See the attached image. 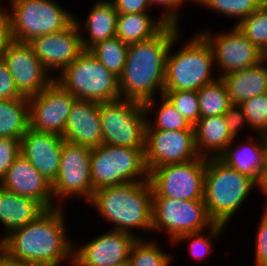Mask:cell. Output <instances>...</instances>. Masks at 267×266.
Masks as SVG:
<instances>
[{
    "label": "cell",
    "instance_id": "obj_1",
    "mask_svg": "<svg viewBox=\"0 0 267 266\" xmlns=\"http://www.w3.org/2000/svg\"><path fill=\"white\" fill-rule=\"evenodd\" d=\"M62 207L47 209L35 221L12 230L0 241V255L21 266H62L66 261L73 265L74 242L68 239Z\"/></svg>",
    "mask_w": 267,
    "mask_h": 266
},
{
    "label": "cell",
    "instance_id": "obj_2",
    "mask_svg": "<svg viewBox=\"0 0 267 266\" xmlns=\"http://www.w3.org/2000/svg\"><path fill=\"white\" fill-rule=\"evenodd\" d=\"M180 26L166 25L153 38L128 46L127 58L119 77L121 98L145 103L163 96L166 56Z\"/></svg>",
    "mask_w": 267,
    "mask_h": 266
},
{
    "label": "cell",
    "instance_id": "obj_3",
    "mask_svg": "<svg viewBox=\"0 0 267 266\" xmlns=\"http://www.w3.org/2000/svg\"><path fill=\"white\" fill-rule=\"evenodd\" d=\"M88 204L97 209L107 223H113L110 230L133 234V230L145 233L152 230V188L148 180L96 190ZM133 232V233H132Z\"/></svg>",
    "mask_w": 267,
    "mask_h": 266
},
{
    "label": "cell",
    "instance_id": "obj_4",
    "mask_svg": "<svg viewBox=\"0 0 267 266\" xmlns=\"http://www.w3.org/2000/svg\"><path fill=\"white\" fill-rule=\"evenodd\" d=\"M256 186L254 180L229 167L219 157L207 158L203 201L210 219L228 226Z\"/></svg>",
    "mask_w": 267,
    "mask_h": 266
},
{
    "label": "cell",
    "instance_id": "obj_5",
    "mask_svg": "<svg viewBox=\"0 0 267 266\" xmlns=\"http://www.w3.org/2000/svg\"><path fill=\"white\" fill-rule=\"evenodd\" d=\"M179 36L173 39L166 56L164 91H198L218 78L212 72L215 63L211 45L196 32L181 49L171 52Z\"/></svg>",
    "mask_w": 267,
    "mask_h": 266
},
{
    "label": "cell",
    "instance_id": "obj_6",
    "mask_svg": "<svg viewBox=\"0 0 267 266\" xmlns=\"http://www.w3.org/2000/svg\"><path fill=\"white\" fill-rule=\"evenodd\" d=\"M55 81L76 99L98 103L121 98L119 78L107 70L89 50H84Z\"/></svg>",
    "mask_w": 267,
    "mask_h": 266
},
{
    "label": "cell",
    "instance_id": "obj_7",
    "mask_svg": "<svg viewBox=\"0 0 267 266\" xmlns=\"http://www.w3.org/2000/svg\"><path fill=\"white\" fill-rule=\"evenodd\" d=\"M10 24L13 41L32 39L68 28L75 15L55 0H10Z\"/></svg>",
    "mask_w": 267,
    "mask_h": 266
},
{
    "label": "cell",
    "instance_id": "obj_8",
    "mask_svg": "<svg viewBox=\"0 0 267 266\" xmlns=\"http://www.w3.org/2000/svg\"><path fill=\"white\" fill-rule=\"evenodd\" d=\"M148 175L144 149L102 144L91 151L94 192L108 186L145 181Z\"/></svg>",
    "mask_w": 267,
    "mask_h": 266
},
{
    "label": "cell",
    "instance_id": "obj_9",
    "mask_svg": "<svg viewBox=\"0 0 267 266\" xmlns=\"http://www.w3.org/2000/svg\"><path fill=\"white\" fill-rule=\"evenodd\" d=\"M103 144L135 149L145 148V130L150 119L144 104L120 98L100 103Z\"/></svg>",
    "mask_w": 267,
    "mask_h": 266
},
{
    "label": "cell",
    "instance_id": "obj_10",
    "mask_svg": "<svg viewBox=\"0 0 267 266\" xmlns=\"http://www.w3.org/2000/svg\"><path fill=\"white\" fill-rule=\"evenodd\" d=\"M213 224L203 200L152 197V232L165 230L171 243L183 234L204 231Z\"/></svg>",
    "mask_w": 267,
    "mask_h": 266
},
{
    "label": "cell",
    "instance_id": "obj_11",
    "mask_svg": "<svg viewBox=\"0 0 267 266\" xmlns=\"http://www.w3.org/2000/svg\"><path fill=\"white\" fill-rule=\"evenodd\" d=\"M207 158L167 164L149 171L152 197L203 200Z\"/></svg>",
    "mask_w": 267,
    "mask_h": 266
},
{
    "label": "cell",
    "instance_id": "obj_12",
    "mask_svg": "<svg viewBox=\"0 0 267 266\" xmlns=\"http://www.w3.org/2000/svg\"><path fill=\"white\" fill-rule=\"evenodd\" d=\"M91 151L89 147L63 141L59 171L51 184L55 203H63L70 197L82 198L88 203L92 198Z\"/></svg>",
    "mask_w": 267,
    "mask_h": 266
},
{
    "label": "cell",
    "instance_id": "obj_13",
    "mask_svg": "<svg viewBox=\"0 0 267 266\" xmlns=\"http://www.w3.org/2000/svg\"><path fill=\"white\" fill-rule=\"evenodd\" d=\"M198 32L211 45L214 63L220 73L218 77L257 65L263 60V53L236 25L229 31L216 32V35L209 29Z\"/></svg>",
    "mask_w": 267,
    "mask_h": 266
},
{
    "label": "cell",
    "instance_id": "obj_14",
    "mask_svg": "<svg viewBox=\"0 0 267 266\" xmlns=\"http://www.w3.org/2000/svg\"><path fill=\"white\" fill-rule=\"evenodd\" d=\"M0 56L7 64L22 97L36 96L55 80V75L46 70L28 43L12 40Z\"/></svg>",
    "mask_w": 267,
    "mask_h": 266
},
{
    "label": "cell",
    "instance_id": "obj_15",
    "mask_svg": "<svg viewBox=\"0 0 267 266\" xmlns=\"http://www.w3.org/2000/svg\"><path fill=\"white\" fill-rule=\"evenodd\" d=\"M200 157L194 130H145L144 159L148 172L163 165Z\"/></svg>",
    "mask_w": 267,
    "mask_h": 266
},
{
    "label": "cell",
    "instance_id": "obj_16",
    "mask_svg": "<svg viewBox=\"0 0 267 266\" xmlns=\"http://www.w3.org/2000/svg\"><path fill=\"white\" fill-rule=\"evenodd\" d=\"M76 98L55 80L36 96L28 98L29 127L63 137Z\"/></svg>",
    "mask_w": 267,
    "mask_h": 266
},
{
    "label": "cell",
    "instance_id": "obj_17",
    "mask_svg": "<svg viewBox=\"0 0 267 266\" xmlns=\"http://www.w3.org/2000/svg\"><path fill=\"white\" fill-rule=\"evenodd\" d=\"M137 238L133 234L109 230L73 247L72 266H127Z\"/></svg>",
    "mask_w": 267,
    "mask_h": 266
},
{
    "label": "cell",
    "instance_id": "obj_18",
    "mask_svg": "<svg viewBox=\"0 0 267 266\" xmlns=\"http://www.w3.org/2000/svg\"><path fill=\"white\" fill-rule=\"evenodd\" d=\"M28 44L51 75L58 71L59 75L84 51L75 22L60 32L38 36Z\"/></svg>",
    "mask_w": 267,
    "mask_h": 266
},
{
    "label": "cell",
    "instance_id": "obj_19",
    "mask_svg": "<svg viewBox=\"0 0 267 266\" xmlns=\"http://www.w3.org/2000/svg\"><path fill=\"white\" fill-rule=\"evenodd\" d=\"M0 187L17 195L35 199L46 209L62 206L54 203L51 183L21 153L1 179Z\"/></svg>",
    "mask_w": 267,
    "mask_h": 266
},
{
    "label": "cell",
    "instance_id": "obj_20",
    "mask_svg": "<svg viewBox=\"0 0 267 266\" xmlns=\"http://www.w3.org/2000/svg\"><path fill=\"white\" fill-rule=\"evenodd\" d=\"M63 141L60 135L30 127L21 139V154L51 184L59 171Z\"/></svg>",
    "mask_w": 267,
    "mask_h": 266
},
{
    "label": "cell",
    "instance_id": "obj_21",
    "mask_svg": "<svg viewBox=\"0 0 267 266\" xmlns=\"http://www.w3.org/2000/svg\"><path fill=\"white\" fill-rule=\"evenodd\" d=\"M99 112L100 103L76 99L66 122L63 139L91 149L102 145Z\"/></svg>",
    "mask_w": 267,
    "mask_h": 266
},
{
    "label": "cell",
    "instance_id": "obj_22",
    "mask_svg": "<svg viewBox=\"0 0 267 266\" xmlns=\"http://www.w3.org/2000/svg\"><path fill=\"white\" fill-rule=\"evenodd\" d=\"M248 137L246 142L241 143L242 145L240 143L238 145L235 141L237 138H234L219 158L229 167L248 176L257 183L263 169L266 135L257 134L256 139L252 135Z\"/></svg>",
    "mask_w": 267,
    "mask_h": 266
},
{
    "label": "cell",
    "instance_id": "obj_23",
    "mask_svg": "<svg viewBox=\"0 0 267 266\" xmlns=\"http://www.w3.org/2000/svg\"><path fill=\"white\" fill-rule=\"evenodd\" d=\"M118 12L110 0H98L93 4L84 24L74 17L80 35L83 50H89L99 42L116 36ZM83 28V35L81 29ZM86 33L88 37L84 36Z\"/></svg>",
    "mask_w": 267,
    "mask_h": 266
},
{
    "label": "cell",
    "instance_id": "obj_24",
    "mask_svg": "<svg viewBox=\"0 0 267 266\" xmlns=\"http://www.w3.org/2000/svg\"><path fill=\"white\" fill-rule=\"evenodd\" d=\"M46 210L37 200L17 195L0 187V223L5 229L0 241L12 230L35 221Z\"/></svg>",
    "mask_w": 267,
    "mask_h": 266
},
{
    "label": "cell",
    "instance_id": "obj_25",
    "mask_svg": "<svg viewBox=\"0 0 267 266\" xmlns=\"http://www.w3.org/2000/svg\"><path fill=\"white\" fill-rule=\"evenodd\" d=\"M232 104L242 102L267 92V63L263 60L257 65L221 76Z\"/></svg>",
    "mask_w": 267,
    "mask_h": 266
},
{
    "label": "cell",
    "instance_id": "obj_26",
    "mask_svg": "<svg viewBox=\"0 0 267 266\" xmlns=\"http://www.w3.org/2000/svg\"><path fill=\"white\" fill-rule=\"evenodd\" d=\"M195 143L201 157H219L233 141L224 115L200 117L194 125Z\"/></svg>",
    "mask_w": 267,
    "mask_h": 266
},
{
    "label": "cell",
    "instance_id": "obj_27",
    "mask_svg": "<svg viewBox=\"0 0 267 266\" xmlns=\"http://www.w3.org/2000/svg\"><path fill=\"white\" fill-rule=\"evenodd\" d=\"M149 13L118 14L116 36L125 44L149 40L156 36L167 24Z\"/></svg>",
    "mask_w": 267,
    "mask_h": 266
},
{
    "label": "cell",
    "instance_id": "obj_28",
    "mask_svg": "<svg viewBox=\"0 0 267 266\" xmlns=\"http://www.w3.org/2000/svg\"><path fill=\"white\" fill-rule=\"evenodd\" d=\"M28 129V98L0 100V137L21 140Z\"/></svg>",
    "mask_w": 267,
    "mask_h": 266
},
{
    "label": "cell",
    "instance_id": "obj_29",
    "mask_svg": "<svg viewBox=\"0 0 267 266\" xmlns=\"http://www.w3.org/2000/svg\"><path fill=\"white\" fill-rule=\"evenodd\" d=\"M159 97L160 102L162 101L161 103L157 104L156 102L158 101H156L155 98L144 103L147 116H149V114L151 115V112L153 114V109L156 113L153 122L147 120L146 130H194V126H192L164 96ZM155 106H158V108Z\"/></svg>",
    "mask_w": 267,
    "mask_h": 266
},
{
    "label": "cell",
    "instance_id": "obj_30",
    "mask_svg": "<svg viewBox=\"0 0 267 266\" xmlns=\"http://www.w3.org/2000/svg\"><path fill=\"white\" fill-rule=\"evenodd\" d=\"M200 117L225 115L232 105L227 87L221 77L197 91Z\"/></svg>",
    "mask_w": 267,
    "mask_h": 266
},
{
    "label": "cell",
    "instance_id": "obj_31",
    "mask_svg": "<svg viewBox=\"0 0 267 266\" xmlns=\"http://www.w3.org/2000/svg\"><path fill=\"white\" fill-rule=\"evenodd\" d=\"M128 46L115 36L97 43L89 51L107 70L119 78L124 70Z\"/></svg>",
    "mask_w": 267,
    "mask_h": 266
},
{
    "label": "cell",
    "instance_id": "obj_32",
    "mask_svg": "<svg viewBox=\"0 0 267 266\" xmlns=\"http://www.w3.org/2000/svg\"><path fill=\"white\" fill-rule=\"evenodd\" d=\"M154 241L152 239L145 240V237L137 239L131 247L127 266L172 265V254L164 252L160 244L156 243V239Z\"/></svg>",
    "mask_w": 267,
    "mask_h": 266
},
{
    "label": "cell",
    "instance_id": "obj_33",
    "mask_svg": "<svg viewBox=\"0 0 267 266\" xmlns=\"http://www.w3.org/2000/svg\"><path fill=\"white\" fill-rule=\"evenodd\" d=\"M267 0H194L196 6H203L212 12L229 18H236V25L256 11Z\"/></svg>",
    "mask_w": 267,
    "mask_h": 266
},
{
    "label": "cell",
    "instance_id": "obj_34",
    "mask_svg": "<svg viewBox=\"0 0 267 266\" xmlns=\"http://www.w3.org/2000/svg\"><path fill=\"white\" fill-rule=\"evenodd\" d=\"M227 226L214 223L210 228L194 233L183 234L179 236L172 244H179L183 241H190L187 247L191 256L197 259H205L209 256L212 250H214V241L219 239V235H222V231L226 229ZM207 234H206V233ZM213 242V243H212Z\"/></svg>",
    "mask_w": 267,
    "mask_h": 266
},
{
    "label": "cell",
    "instance_id": "obj_35",
    "mask_svg": "<svg viewBox=\"0 0 267 266\" xmlns=\"http://www.w3.org/2000/svg\"><path fill=\"white\" fill-rule=\"evenodd\" d=\"M262 53L267 49V1L236 25Z\"/></svg>",
    "mask_w": 267,
    "mask_h": 266
},
{
    "label": "cell",
    "instance_id": "obj_36",
    "mask_svg": "<svg viewBox=\"0 0 267 266\" xmlns=\"http://www.w3.org/2000/svg\"><path fill=\"white\" fill-rule=\"evenodd\" d=\"M240 106L249 130L267 136V92L242 102Z\"/></svg>",
    "mask_w": 267,
    "mask_h": 266
},
{
    "label": "cell",
    "instance_id": "obj_37",
    "mask_svg": "<svg viewBox=\"0 0 267 266\" xmlns=\"http://www.w3.org/2000/svg\"><path fill=\"white\" fill-rule=\"evenodd\" d=\"M163 96L192 126L200 119L197 91H164Z\"/></svg>",
    "mask_w": 267,
    "mask_h": 266
},
{
    "label": "cell",
    "instance_id": "obj_38",
    "mask_svg": "<svg viewBox=\"0 0 267 266\" xmlns=\"http://www.w3.org/2000/svg\"><path fill=\"white\" fill-rule=\"evenodd\" d=\"M21 153V140L0 137V181Z\"/></svg>",
    "mask_w": 267,
    "mask_h": 266
},
{
    "label": "cell",
    "instance_id": "obj_39",
    "mask_svg": "<svg viewBox=\"0 0 267 266\" xmlns=\"http://www.w3.org/2000/svg\"><path fill=\"white\" fill-rule=\"evenodd\" d=\"M255 239V266H267V211H262Z\"/></svg>",
    "mask_w": 267,
    "mask_h": 266
},
{
    "label": "cell",
    "instance_id": "obj_40",
    "mask_svg": "<svg viewBox=\"0 0 267 266\" xmlns=\"http://www.w3.org/2000/svg\"><path fill=\"white\" fill-rule=\"evenodd\" d=\"M150 3V6H160L164 7L163 11L165 12L161 14L162 16L160 17L165 24L167 25H174V26H179V10L184 4V2H192L194 3V0H148Z\"/></svg>",
    "mask_w": 267,
    "mask_h": 266
},
{
    "label": "cell",
    "instance_id": "obj_41",
    "mask_svg": "<svg viewBox=\"0 0 267 266\" xmlns=\"http://www.w3.org/2000/svg\"><path fill=\"white\" fill-rule=\"evenodd\" d=\"M22 96L17 91L13 77L8 66L0 56V100L21 99Z\"/></svg>",
    "mask_w": 267,
    "mask_h": 266
},
{
    "label": "cell",
    "instance_id": "obj_42",
    "mask_svg": "<svg viewBox=\"0 0 267 266\" xmlns=\"http://www.w3.org/2000/svg\"><path fill=\"white\" fill-rule=\"evenodd\" d=\"M224 117L228 132L233 138L239 137L238 135L241 129L244 127L243 125H247L248 127L246 116L239 104H232L228 108Z\"/></svg>",
    "mask_w": 267,
    "mask_h": 266
},
{
    "label": "cell",
    "instance_id": "obj_43",
    "mask_svg": "<svg viewBox=\"0 0 267 266\" xmlns=\"http://www.w3.org/2000/svg\"><path fill=\"white\" fill-rule=\"evenodd\" d=\"M118 14L149 13L148 0H110Z\"/></svg>",
    "mask_w": 267,
    "mask_h": 266
},
{
    "label": "cell",
    "instance_id": "obj_44",
    "mask_svg": "<svg viewBox=\"0 0 267 266\" xmlns=\"http://www.w3.org/2000/svg\"><path fill=\"white\" fill-rule=\"evenodd\" d=\"M1 6L3 5H0V54L2 50L12 41L10 12H8L10 10H4Z\"/></svg>",
    "mask_w": 267,
    "mask_h": 266
},
{
    "label": "cell",
    "instance_id": "obj_45",
    "mask_svg": "<svg viewBox=\"0 0 267 266\" xmlns=\"http://www.w3.org/2000/svg\"><path fill=\"white\" fill-rule=\"evenodd\" d=\"M257 189H259L260 192L263 193V196L266 198L267 201V175H261L259 177V181L257 182ZM263 211H267V203H265V206L263 208Z\"/></svg>",
    "mask_w": 267,
    "mask_h": 266
},
{
    "label": "cell",
    "instance_id": "obj_46",
    "mask_svg": "<svg viewBox=\"0 0 267 266\" xmlns=\"http://www.w3.org/2000/svg\"><path fill=\"white\" fill-rule=\"evenodd\" d=\"M261 175H267V136H266V146L264 151L263 169Z\"/></svg>",
    "mask_w": 267,
    "mask_h": 266
},
{
    "label": "cell",
    "instance_id": "obj_47",
    "mask_svg": "<svg viewBox=\"0 0 267 266\" xmlns=\"http://www.w3.org/2000/svg\"><path fill=\"white\" fill-rule=\"evenodd\" d=\"M0 266H21V265H17V264L8 262L7 260H5V259L0 255Z\"/></svg>",
    "mask_w": 267,
    "mask_h": 266
},
{
    "label": "cell",
    "instance_id": "obj_48",
    "mask_svg": "<svg viewBox=\"0 0 267 266\" xmlns=\"http://www.w3.org/2000/svg\"><path fill=\"white\" fill-rule=\"evenodd\" d=\"M263 61L267 63V49L263 53Z\"/></svg>",
    "mask_w": 267,
    "mask_h": 266
}]
</instances>
